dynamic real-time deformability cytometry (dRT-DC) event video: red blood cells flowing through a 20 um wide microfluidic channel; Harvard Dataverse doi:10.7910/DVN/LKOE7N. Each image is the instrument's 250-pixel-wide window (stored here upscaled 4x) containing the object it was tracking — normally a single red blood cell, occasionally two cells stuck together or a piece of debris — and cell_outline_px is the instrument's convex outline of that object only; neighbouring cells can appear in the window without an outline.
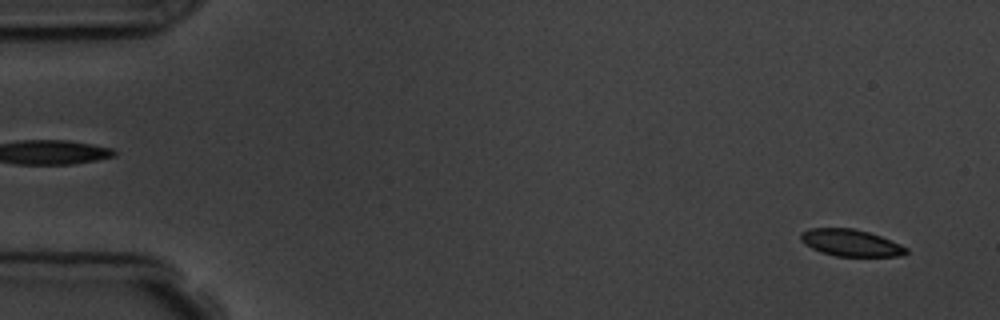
{"species": "common noctule bat (a hibernating species)", "species_latin": "Nyctalus noctula", "temperature_condition": "room temperature", "stored_images_in_passage": 5, "camera_frame_rate_fps": 3000, "um_per_image_px": 0.085, "animal": {"sex": "male", "body_mass_g": 19.5, "forearm_length_mm": 54.6}, "frame": {"image": 1, "passage_image": 1, "time_ms": 0.0, "image_size_px": [1000, 320], "cell_outline_px": [[908, 252], [904, 256], [836, 256], [820, 252], [804, 244], [800, 240], [800, 232], [808, 228], [852, 228], [868, 232], [880, 236], [900, 244], [908, 248]], "centroid_in_image_um": [72.29, 20.64], "position_along_channel_um": 12.7, "area_um2": 16.59}}